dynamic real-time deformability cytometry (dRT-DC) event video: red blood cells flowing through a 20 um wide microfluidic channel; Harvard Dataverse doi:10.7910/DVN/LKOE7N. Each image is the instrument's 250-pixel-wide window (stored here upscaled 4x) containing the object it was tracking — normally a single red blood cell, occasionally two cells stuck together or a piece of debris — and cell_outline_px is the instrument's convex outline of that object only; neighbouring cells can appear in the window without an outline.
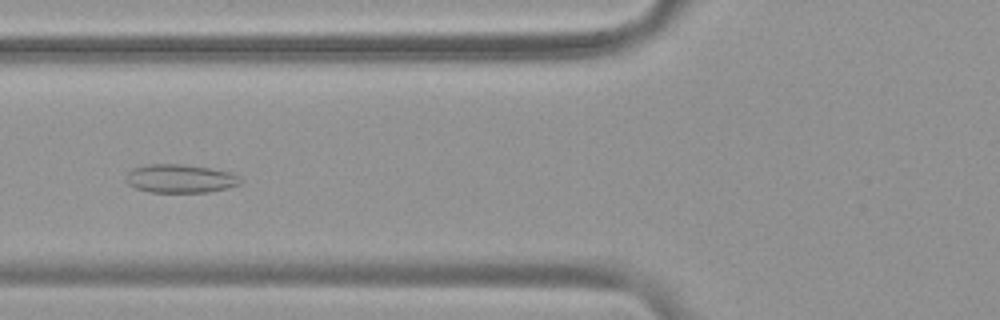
{"species": "common noctule bat (a hibernating species)", "species_latin": "Nyctalus noctula", "temperature_condition": "warm", "stored_images_in_passage": 38, "camera_frame_rate_fps": 3000, "um_per_image_px": 0.085, "animal": {"sex": "female", "body_mass_g": 19.9}, "frame": {"image": 1, "passage_image": 5, "time_ms": 1.333, "image_size_px": [1000, 320], "cell_outline_px": [[244, 180], [240, 184], [228, 188], [208, 192], [148, 192], [136, 188], [128, 184], [124, 180], [128, 172], [132, 168], [148, 164], [184, 164], [232, 172], [240, 176]], "centroid_in_image_um": [15.34, 15.18], "position_along_channel_um": 110.5, "area_um2": 19.25}}
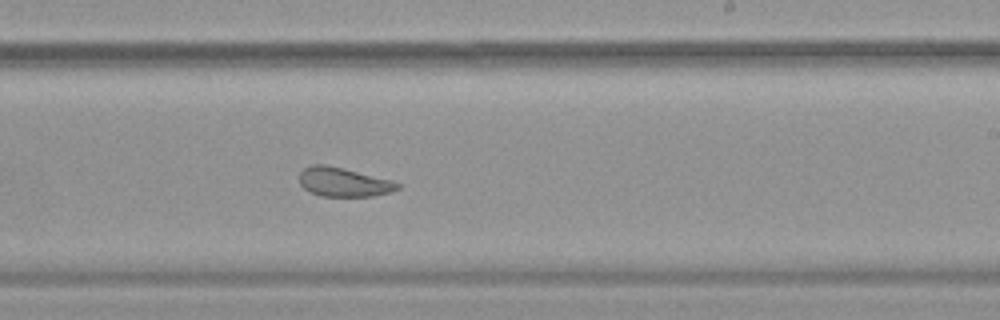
{"frame": {"image": 2, "passage_image": 17, "time_ms": 5.333, "image_size_px": [1000, 320], "cell_outline_px": [[400, 188], [392, 192], [372, 196], [320, 196], [304, 188], [300, 184], [300, 172], [304, 168], [312, 164], [324, 164], [344, 168], [392, 180], [400, 184]], "centroid_in_image_um": [29.22, 15.47], "position_along_channel_um": 259.8, "area_um2": 16.65}}
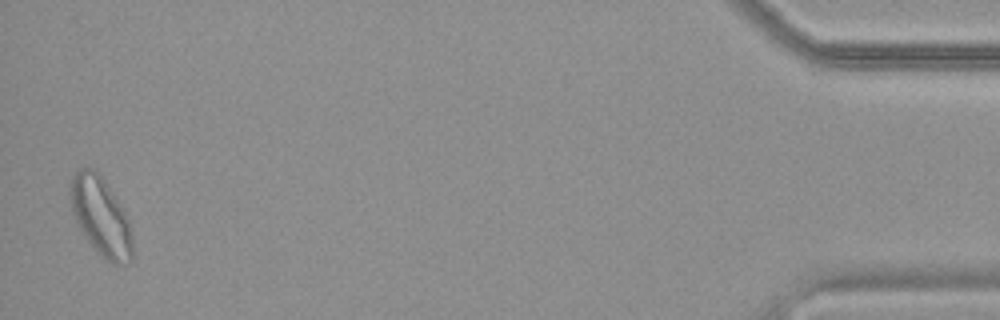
{"frame": {"image": 3, "passage_image": 37, "time_ms": 12.0, "image_size_px": [1000, 320], "cell_outline_px": [[132, 260], [120, 264], [112, 264], [96, 252], [84, 236], [72, 212], [68, 196], [68, 184], [72, 176], [80, 168], [92, 168], [100, 172], [120, 204], [132, 228]], "centroid_in_image_um": [8.54, 18.37], "position_along_channel_um": 426.7, "area_um2": 28.84}, "authors_computed_cell_mechanics": {"area_um2": 18.2937, "velocity_mm_per_s": 3.7466, "shape_relaxation_time_tau1_ms": null, "shape_relaxation_time_tau2_ms": 1.3138, "deformation_change_tau1": null, "deformation_change_tau2": 0.0872}}